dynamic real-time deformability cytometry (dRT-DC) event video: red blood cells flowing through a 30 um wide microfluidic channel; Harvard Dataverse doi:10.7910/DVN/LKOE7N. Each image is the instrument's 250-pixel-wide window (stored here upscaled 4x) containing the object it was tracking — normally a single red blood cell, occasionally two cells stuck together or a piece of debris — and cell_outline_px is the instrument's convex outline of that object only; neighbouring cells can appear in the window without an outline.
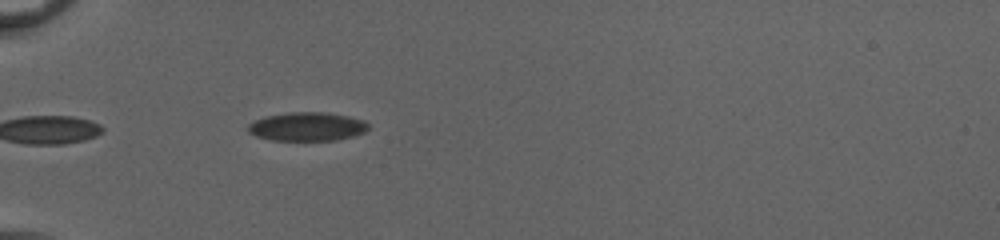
{"species": "common noctule bat (a hibernating species)", "species_latin": "Nyctalus noctula", "temperature_condition": "cold", "stored_images_in_passage": 5, "camera_frame_rate_fps": 3000, "um_per_image_px": 0.085, "animal": {"sex": "female", "body_mass_g": 20.0, "forearm_length_mm": 54.0}, "frame": {"image": 1, "passage_image": 2, "time_ms": 0.333, "image_size_px": [1000, 240], "cell_outline_px": [[368, 128], [364, 132], [352, 136], [336, 140], [272, 140], [256, 136], [248, 132], [248, 124], [264, 116], [292, 112], [324, 112], [348, 116], [364, 120], [368, 124]], "centroid_in_image_um": [26.09, 10.76], "position_along_channel_um": 58.9, "area_um2": 20.0}}